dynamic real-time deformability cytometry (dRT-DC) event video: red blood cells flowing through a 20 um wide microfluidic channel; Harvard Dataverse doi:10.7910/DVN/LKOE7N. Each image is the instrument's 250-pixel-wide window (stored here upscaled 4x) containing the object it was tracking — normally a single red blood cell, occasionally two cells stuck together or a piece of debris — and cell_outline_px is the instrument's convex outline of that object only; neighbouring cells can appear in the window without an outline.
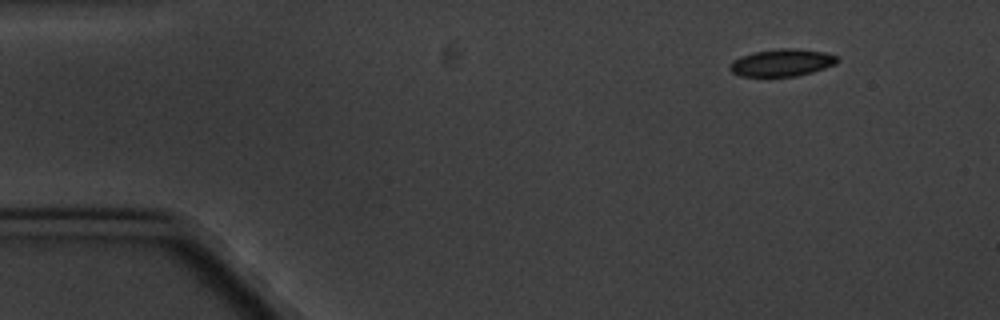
{"species": "common noctule bat (a hibernating species)", "species_latin": "Nyctalus noctula", "temperature_condition": "cold", "stored_images_in_passage": 4, "camera_frame_rate_fps": 3000, "um_per_image_px": 0.085, "animal": {"sex": "male", "body_mass_g": 20.1, "forearm_length_mm": 53.5}, "frame": {"image": 1, "passage_image": 1, "time_ms": 0.0, "image_size_px": [1000, 320], "cell_outline_px": [[840, 60], [836, 64], [812, 72], [796, 76], [740, 76], [732, 72], [728, 68], [736, 60], [744, 56], [756, 52], [780, 48], [796, 48], [824, 52], [836, 56]], "centroid_in_image_um": [66.52, 5.33], "position_along_channel_um": 18.5, "area_um2": 16.76}}
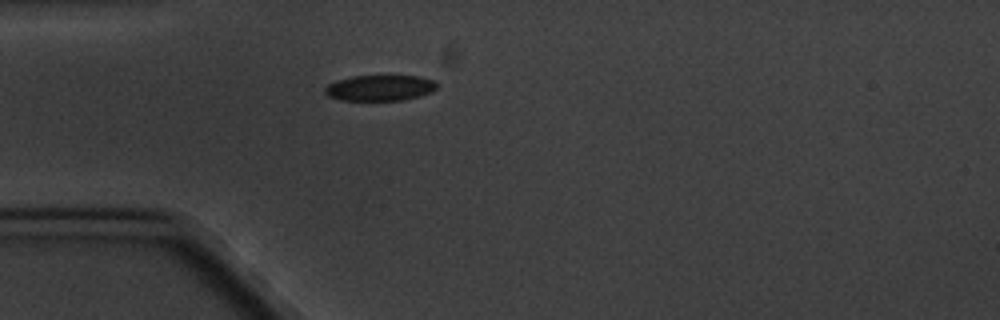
{"frame": {"image": 2, "passage_image": 3, "time_ms": 3.333, "image_size_px": [1000, 320], "cell_outline_px": [[436, 88], [432, 92], [420, 96], [404, 100], [340, 100], [328, 96], [324, 92], [324, 88], [328, 84], [336, 80], [352, 76], [416, 76], [432, 80], [436, 84]], "centroid_in_image_um": [32.25, 7.48], "position_along_channel_um": 52.7, "area_um2": 16.76}}